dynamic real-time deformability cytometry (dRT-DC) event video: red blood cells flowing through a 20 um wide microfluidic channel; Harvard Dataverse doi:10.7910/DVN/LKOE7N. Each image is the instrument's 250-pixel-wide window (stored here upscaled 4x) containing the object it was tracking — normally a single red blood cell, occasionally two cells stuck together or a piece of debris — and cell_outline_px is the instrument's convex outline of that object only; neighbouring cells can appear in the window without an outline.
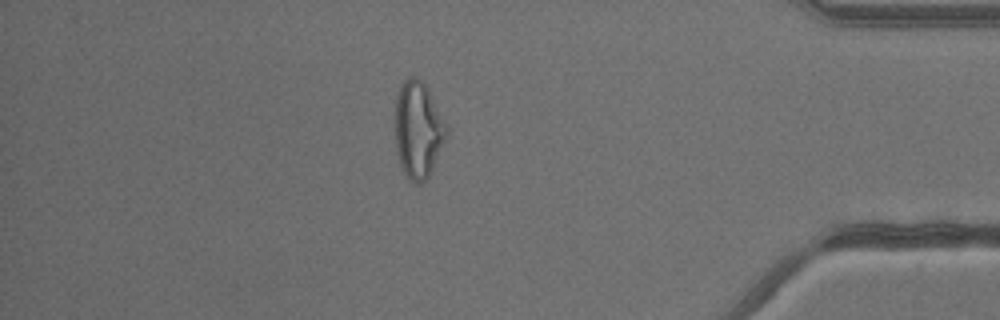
{"species": "common noctule bat (a hibernating species)", "species_latin": "Nyctalus noctula", "temperature_condition": "warm", "stored_images_in_passage": 38, "camera_frame_rate_fps": 3000, "um_per_image_px": 0.085, "animal": {"sex": "male", "body_mass_g": 13.3}, "frame": {"image": 1, "passage_image": 33, "time_ms": 10.667, "image_size_px": [1000, 320], "cell_outline_px": [[448, 132], [432, 168], [428, 176], [420, 184], [412, 184], [408, 180], [400, 164], [396, 152], [396, 96], [400, 84], [408, 76], [416, 76], [428, 88], [448, 128]], "centroid_in_image_um": [35.52, 11.02], "position_along_channel_um": 399.7, "area_um2": 28.78}}